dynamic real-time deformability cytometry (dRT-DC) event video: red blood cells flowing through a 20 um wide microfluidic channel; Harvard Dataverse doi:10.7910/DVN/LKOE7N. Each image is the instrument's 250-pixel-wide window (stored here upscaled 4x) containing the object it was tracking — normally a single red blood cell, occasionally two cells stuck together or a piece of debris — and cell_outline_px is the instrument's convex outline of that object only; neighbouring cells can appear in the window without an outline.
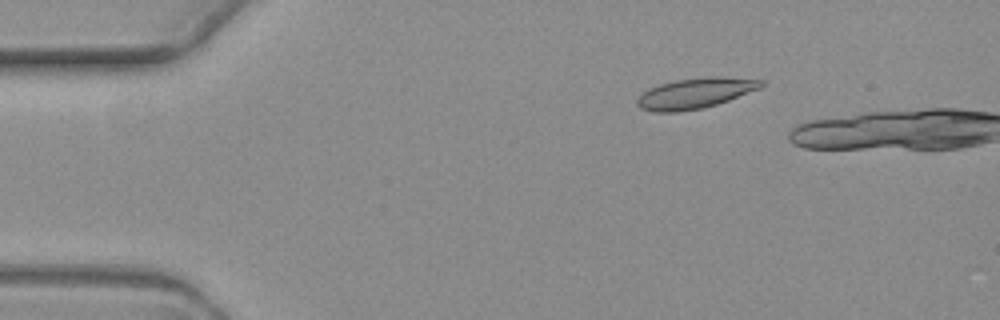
{"species": "common noctule bat (a hibernating species)", "species_latin": "Nyctalus noctula", "temperature_condition": "warm", "stored_images_in_passage": 3, "camera_frame_rate_fps": 3000, "um_per_image_px": 0.085, "animal": {"sex": "female", "body_mass_g": 19.3, "forearm_length_mm": 54.1}, "frame": {"image": 1, "passage_image": 2, "time_ms": 1.333, "image_size_px": [1000, 320], "cell_outline_px": [[764, 84], [760, 88], [728, 100], [704, 108], [676, 112], [656, 112], [640, 108], [636, 104], [636, 100], [648, 88], [660, 84], [676, 80], [704, 76], [720, 76], [764, 80]], "centroid_in_image_um": [59.09, 7.91], "position_along_channel_um": 25.9, "area_um2": 22.02}}